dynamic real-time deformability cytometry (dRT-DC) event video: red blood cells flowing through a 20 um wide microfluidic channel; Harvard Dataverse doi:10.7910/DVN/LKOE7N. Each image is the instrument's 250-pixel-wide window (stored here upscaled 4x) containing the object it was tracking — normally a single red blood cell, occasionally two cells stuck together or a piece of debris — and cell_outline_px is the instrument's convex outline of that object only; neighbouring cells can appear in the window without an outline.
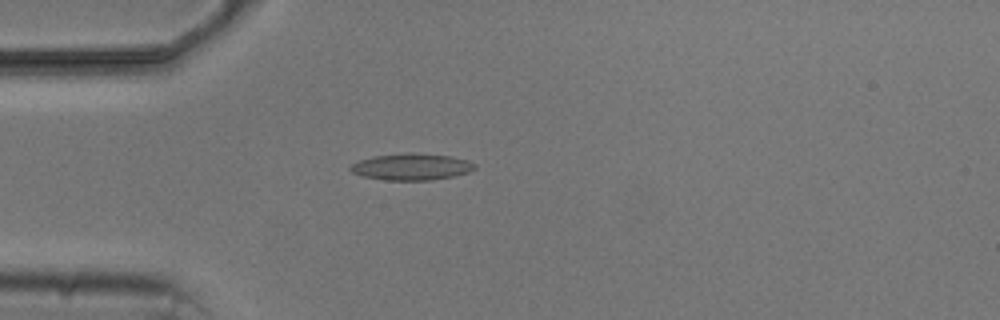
{"species": "common noctule bat (a hibernating species)", "species_latin": "Nyctalus noctula", "temperature_condition": "cold", "stored_images_in_passage": 4, "camera_frame_rate_fps": 3000, "um_per_image_px": 0.085, "animal": {"sex": "male", "body_mass_g": 20.5, "forearm_length_mm": 52.5}, "frame": {"image": 1, "passage_image": 3, "time_ms": 3.333, "image_size_px": [1000, 320], "cell_outline_px": [[476, 168], [468, 172], [452, 176], [432, 180], [384, 180], [360, 176], [352, 172], [348, 168], [352, 164], [360, 160], [372, 156], [408, 152], [412, 152], [452, 156], [468, 160], [476, 164]], "centroid_in_image_um": [34.96, 14.17], "position_along_channel_um": 50.0, "area_um2": 19.48}}